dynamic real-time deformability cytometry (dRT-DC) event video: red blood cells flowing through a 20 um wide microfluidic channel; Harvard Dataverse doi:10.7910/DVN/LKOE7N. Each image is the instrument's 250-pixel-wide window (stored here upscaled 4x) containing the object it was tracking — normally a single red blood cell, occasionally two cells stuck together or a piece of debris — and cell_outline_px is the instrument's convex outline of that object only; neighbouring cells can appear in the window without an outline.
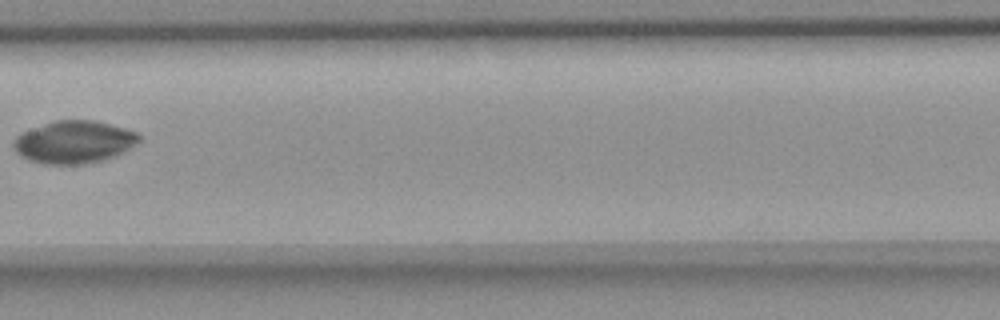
{"species": "common noctule bat (a hibernating species)", "species_latin": "Nyctalus noctula", "temperature_condition": "room temperature", "stored_images_in_passage": 15, "segment_of_instrument_passage": [1, 2], "camera_frame_rate_fps": 3000, "um_per_image_px": 0.085, "animal": {"sex": "female", "body_mass_g": 18.4}, "frame": {"image": 1, "passage_image": 6, "time_ms": 1.667, "image_size_px": [1000, 320], "cell_outline_px": [[140, 140], [136, 144], [124, 152], [116, 156], [104, 160], [84, 164], [44, 164], [28, 160], [20, 156], [16, 152], [12, 144], [16, 136], [20, 132], [52, 120], [92, 120], [124, 128], [136, 132], [140, 136]], "centroid_in_image_um": [6.25, 12.08], "position_along_channel_um": 201.1, "area_um2": 31.39}}
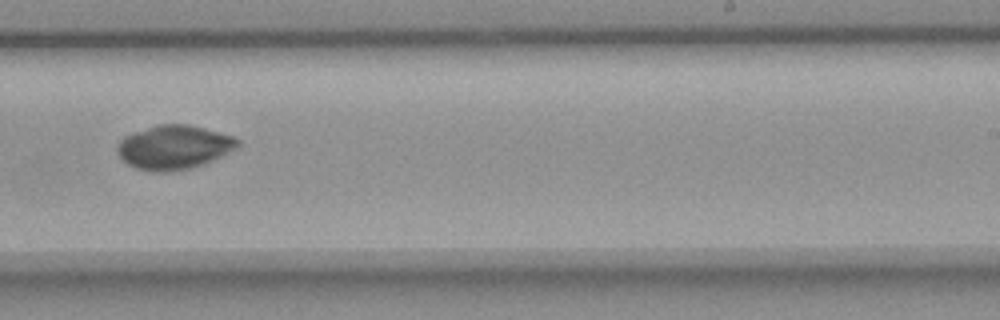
{"frame": {"image": 2, "passage_image": 8, "time_ms": 2.333, "image_size_px": [1000, 320], "cell_outline_px": [[240, 144], [236, 148], [204, 164], [172, 172], [156, 172], [136, 168], [128, 164], [120, 156], [116, 148], [120, 140], [124, 136], [132, 132], [156, 124], [188, 124], [204, 128], [232, 136], [240, 140]], "centroid_in_image_um": [14.76, 12.5], "position_along_channel_um": 274.2, "area_um2": 30.81}}
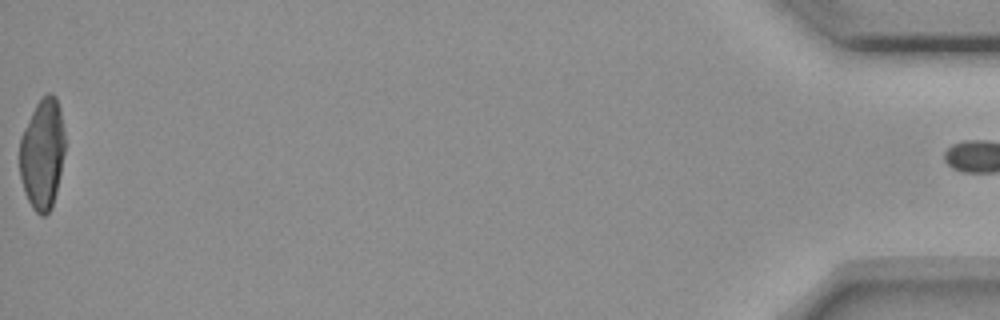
{"frame": {"image": 3, "passage_image": 14, "time_ms": 4.333, "image_size_px": [1000, 320], "cell_outline_px": [[64, 152], [56, 192], [52, 208], [44, 216], [40, 216], [32, 208], [24, 192], [20, 176], [20, 136], [36, 104], [48, 92], [52, 92], [56, 96], [60, 108], [64, 132]], "centroid_in_image_um": [3.6, 13.08], "position_along_channel_um": 431.6, "area_um2": 29.19}}